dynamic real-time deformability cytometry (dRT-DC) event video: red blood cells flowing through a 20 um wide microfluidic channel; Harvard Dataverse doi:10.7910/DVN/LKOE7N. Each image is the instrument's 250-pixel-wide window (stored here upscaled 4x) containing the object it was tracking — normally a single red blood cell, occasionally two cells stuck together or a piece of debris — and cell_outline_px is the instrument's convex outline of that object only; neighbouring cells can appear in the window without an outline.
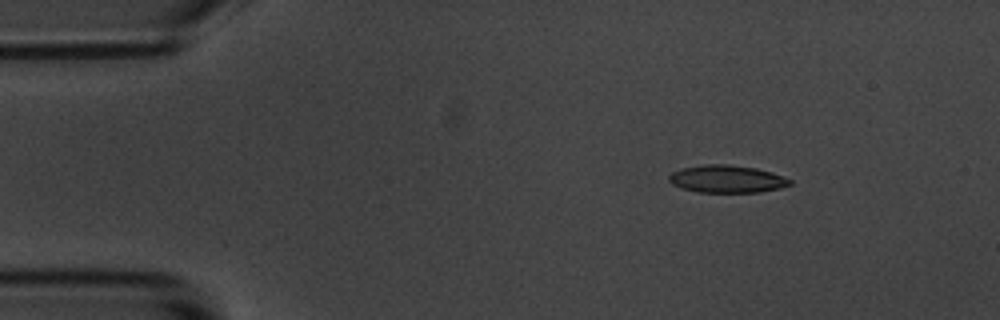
{"species": "common noctule bat (a hibernating species)", "species_latin": "Nyctalus noctula", "temperature_condition": "room temperature", "stored_images_in_passage": 13, "camera_frame_rate_fps": 3000, "um_per_image_px": 0.085, "animal": {"sex": "male", "body_mass_g": 20.1, "forearm_length_mm": 53.5}, "frame": {"image": 1, "passage_image": 3, "time_ms": 2.333, "image_size_px": [1000, 320], "cell_outline_px": [[792, 184], [780, 188], [760, 192], [696, 192], [672, 184], [668, 180], [668, 176], [672, 172], [680, 168], [704, 164], [728, 164], [756, 168], [772, 172], [792, 180]], "centroid_in_image_um": [61.78, 15.2], "position_along_channel_um": 23.2, "area_um2": 19.48}}
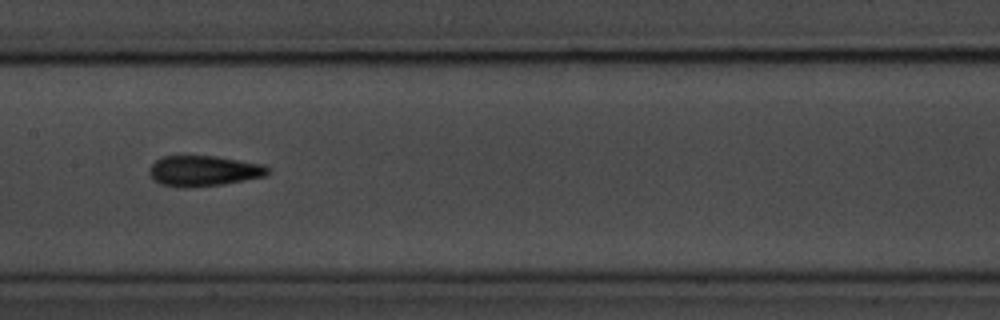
{"frame": {"image": 2, "passage_image": 8, "time_ms": 9.0, "image_size_px": [1000, 320], "cell_outline_px": [[268, 172], [264, 176], [220, 184], [184, 188], [180, 188], [160, 184], [148, 172], [152, 164], [156, 160], [164, 156], [184, 152], [216, 156], [264, 164], [268, 168]], "centroid_in_image_um": [17.24, 14.47], "position_along_channel_um": 190.2, "area_um2": 21.56}, "authors_computed_cell_mechanics": {"area_um2": 19.8254, "velocity_mm_per_s": 3.5293, "shape_relaxation_time_tau1_ms": 4.9676, "shape_relaxation_time_tau2_ms": 4.3877, "deformation_change_tau1": 0.1753, "deformation_change_tau2": 0.1435}}